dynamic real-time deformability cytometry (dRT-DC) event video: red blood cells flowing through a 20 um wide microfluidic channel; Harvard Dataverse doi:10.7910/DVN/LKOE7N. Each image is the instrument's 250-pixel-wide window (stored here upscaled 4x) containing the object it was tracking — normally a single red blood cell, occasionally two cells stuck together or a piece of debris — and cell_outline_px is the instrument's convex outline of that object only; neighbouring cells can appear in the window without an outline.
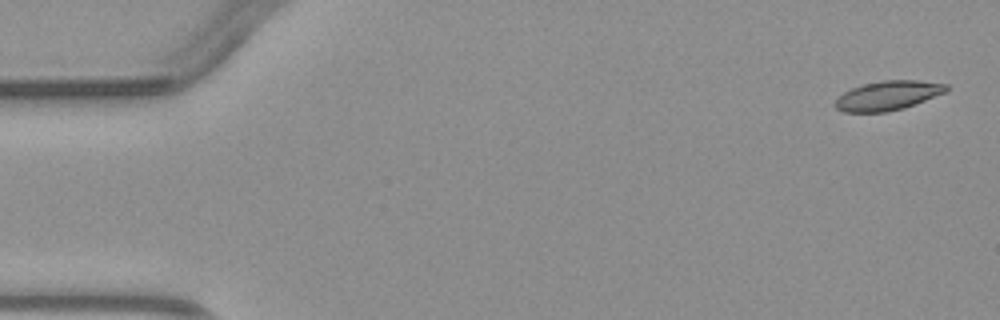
{"species": "common noctule bat (a hibernating species)", "species_latin": "Nyctalus noctula", "temperature_condition": "warm", "stored_images_in_passage": 4, "camera_frame_rate_fps": 3000, "um_per_image_px": 0.085, "animal": {"sex": "male", "body_mass_g": 23.1, "forearm_length_mm": 52.7}, "frame": {"image": 1, "passage_image": 1, "time_ms": 0.0, "image_size_px": [1000, 320], "cell_outline_px": [[948, 92], [904, 108], [884, 112], [844, 112], [836, 108], [832, 104], [844, 92], [852, 88], [864, 84], [884, 80], [920, 80], [948, 84]], "centroid_in_image_um": [75.5, 8.12], "position_along_channel_um": 9.5, "area_um2": 19.07}}
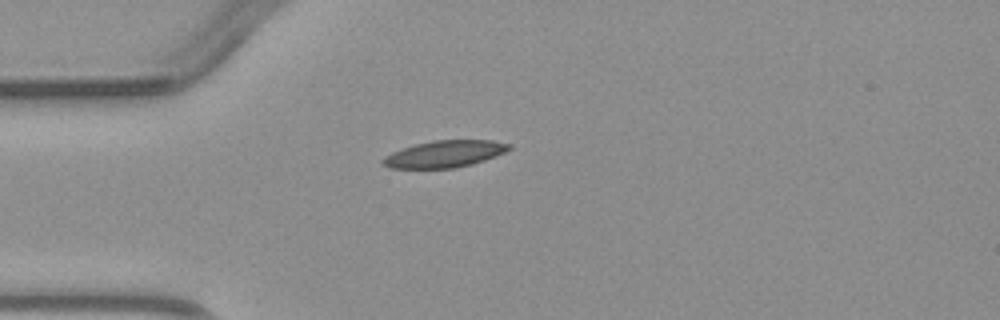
{"frame": {"image": 2, "passage_image": 4, "time_ms": 3.667, "image_size_px": [1000, 320], "cell_outline_px": [[512, 148], [504, 152], [484, 160], [472, 164], [456, 168], [388, 168], [380, 164], [380, 160], [384, 156], [392, 152], [416, 144], [432, 140], [492, 140], [512, 144]], "centroid_in_image_um": [37.76, 13.09], "position_along_channel_um": 47.2, "area_um2": 19.83}}